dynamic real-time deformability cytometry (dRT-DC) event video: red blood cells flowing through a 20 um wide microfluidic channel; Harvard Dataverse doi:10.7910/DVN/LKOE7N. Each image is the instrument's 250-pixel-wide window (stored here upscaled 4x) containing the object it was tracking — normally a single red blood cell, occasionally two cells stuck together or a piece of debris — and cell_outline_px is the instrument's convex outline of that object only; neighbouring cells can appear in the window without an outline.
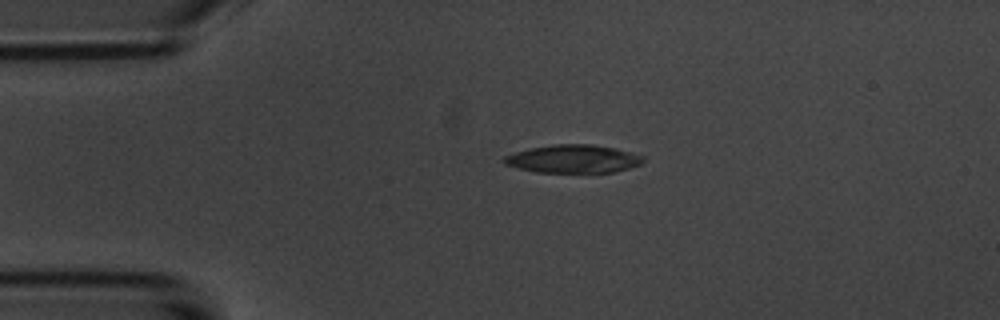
{"species": "common noctule bat (a hibernating species)", "species_latin": "Nyctalus noctula", "temperature_condition": "room temperature", "stored_images_in_passage": 3, "camera_frame_rate_fps": 3000, "um_per_image_px": 0.085, "animal": {"sex": "male", "body_mass_g": 20.1, "forearm_length_mm": 53.5}, "frame": {"image": 1, "passage_image": 2, "time_ms": 1.0, "image_size_px": [1000, 320], "cell_outline_px": [[644, 160], [640, 164], [628, 168], [612, 172], [536, 172], [516, 168], [504, 164], [500, 160], [504, 156], [516, 152], [532, 148], [556, 144], [588, 144], [612, 148], [644, 156]], "centroid_in_image_um": [48.66, 13.51], "position_along_channel_um": 36.3, "area_um2": 22.48}}